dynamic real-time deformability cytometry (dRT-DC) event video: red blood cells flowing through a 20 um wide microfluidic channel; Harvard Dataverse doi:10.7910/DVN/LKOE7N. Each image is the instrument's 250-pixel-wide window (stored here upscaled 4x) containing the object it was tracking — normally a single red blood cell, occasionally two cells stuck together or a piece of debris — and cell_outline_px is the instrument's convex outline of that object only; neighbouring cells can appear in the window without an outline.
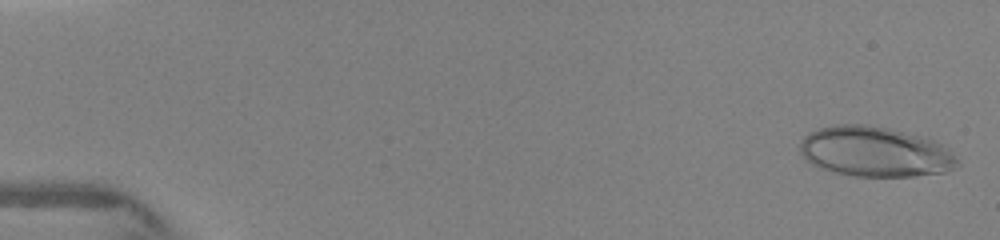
{"species": "human", "species_latin": "Homo sapiens", "temperature_condition": "warm", "stored_images_in_passage": 16, "camera_frame_rate_fps": 3000, "um_per_image_px": 0.085, "donor": {"sex": "female"}, "frame": {"image": 1, "passage_image": 1, "time_ms": 0.0, "image_size_px": [1000, 240], "cell_outline_px": [[960, 164], [956, 168], [944, 172], [912, 176], [856, 176], [832, 172], [812, 164], [800, 152], [800, 144], [804, 136], [820, 128], [836, 124], [864, 124], [888, 128], [932, 140], [940, 144]], "centroid_in_image_um": [74.33, 12.9], "position_along_channel_um": 10.7, "area_um2": 45.26}}